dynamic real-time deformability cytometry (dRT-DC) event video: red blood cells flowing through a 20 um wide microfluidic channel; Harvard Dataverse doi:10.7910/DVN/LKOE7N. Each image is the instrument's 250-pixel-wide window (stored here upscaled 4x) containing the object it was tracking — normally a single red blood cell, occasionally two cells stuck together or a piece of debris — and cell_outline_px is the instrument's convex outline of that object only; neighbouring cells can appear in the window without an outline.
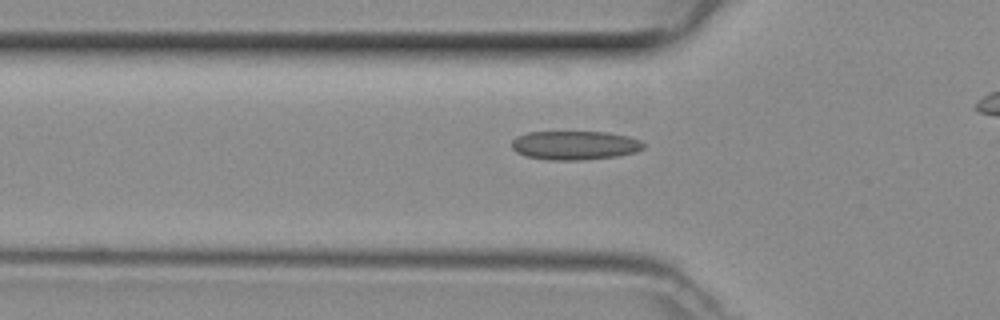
{"species": "common noctule bat (a hibernating species)", "species_latin": "Nyctalus noctula", "temperature_condition": "room temperature", "stored_images_in_passage": 28, "camera_frame_rate_fps": 3000, "um_per_image_px": 0.085, "animal": {"sex": "female", "body_mass_g": 29.2, "forearm_length_mm": 56.3}, "frame": {"image": 1, "passage_image": 3, "time_ms": 0.667, "image_size_px": [1000, 320], "cell_outline_px": [[644, 148], [636, 152], [616, 156], [580, 160], [548, 160], [524, 156], [516, 152], [512, 148], [512, 140], [516, 136], [528, 132], [608, 132], [628, 136], [640, 140], [644, 144]], "centroid_in_image_um": [48.84, 12.35], "position_along_channel_um": 77.0, "area_um2": 22.31}}
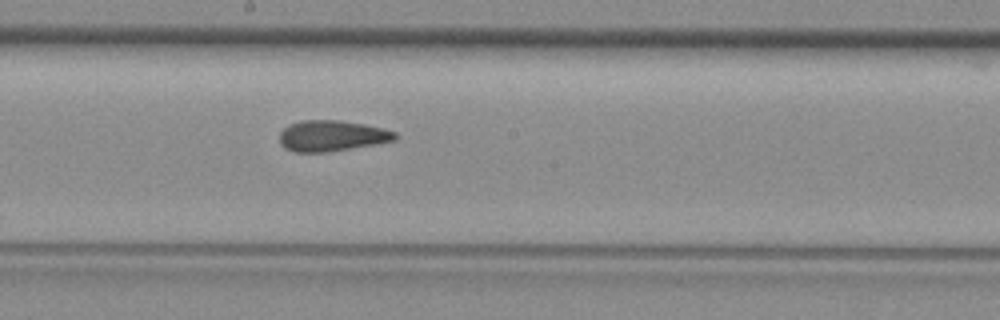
{"frame": {"image": 2, "passage_image": 13, "time_ms": 4.0, "image_size_px": [1000, 320], "cell_outline_px": [[396, 140], [324, 152], [296, 152], [284, 148], [280, 144], [280, 132], [284, 128], [300, 120], [340, 120], [364, 124], [396, 132]], "centroid_in_image_um": [28.16, 11.53], "position_along_channel_um": 220.0, "area_um2": 20.4}}
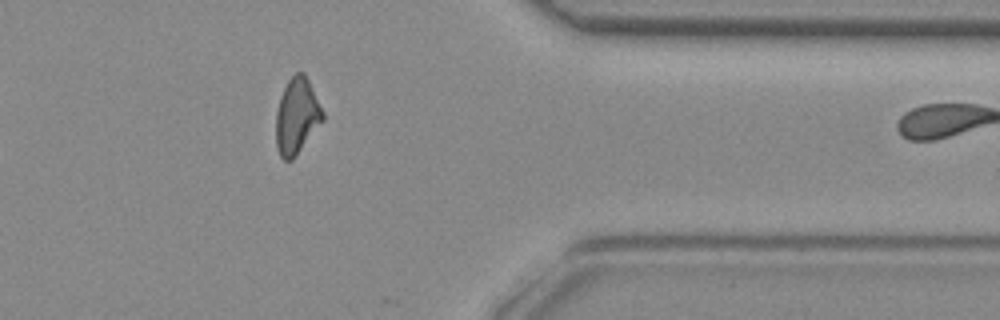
{"frame": {"image": 3, "passage_image": 26, "time_ms": 8.333, "image_size_px": [1000, 320], "cell_outline_px": [[324, 120], [292, 160], [284, 160], [280, 156], [276, 144], [276, 112], [284, 88], [288, 80], [296, 72], [304, 72], [324, 112]], "centroid_in_image_um": [25.23, 9.87], "position_along_channel_um": 386.2, "area_um2": 20.46}}